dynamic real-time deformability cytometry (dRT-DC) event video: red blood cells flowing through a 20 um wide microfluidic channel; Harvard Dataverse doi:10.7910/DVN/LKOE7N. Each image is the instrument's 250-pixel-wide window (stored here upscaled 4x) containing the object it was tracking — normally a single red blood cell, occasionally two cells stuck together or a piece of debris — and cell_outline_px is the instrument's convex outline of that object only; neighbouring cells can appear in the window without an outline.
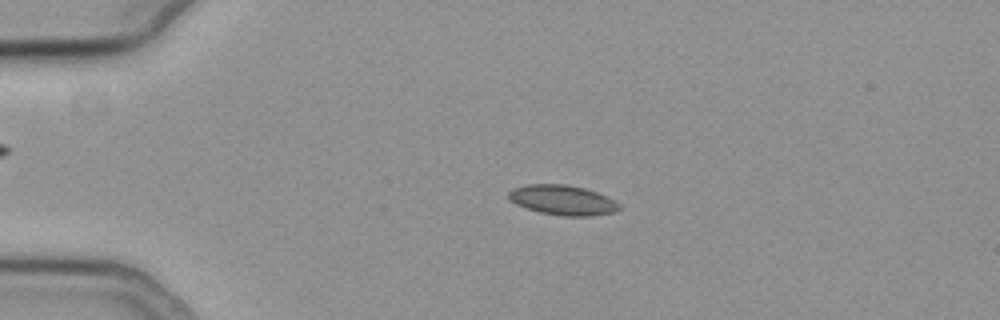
{"species": "common noctule bat (a hibernating species)", "species_latin": "Nyctalus noctula", "temperature_condition": "cold", "stored_images_in_passage": 46, "camera_frame_rate_fps": 3000, "um_per_image_px": 0.085, "animal": {"sex": "female", "body_mass_g": 19.3, "forearm_length_mm": 54.1}, "frame": {"image": 1, "passage_image": 3, "time_ms": 0.667, "image_size_px": [1000, 320], "cell_outline_px": [[620, 208], [612, 212], [592, 216], [564, 216], [540, 212], [516, 204], [508, 196], [508, 192], [516, 188], [528, 184], [564, 184], [584, 188], [596, 192], [620, 204]], "centroid_in_image_um": [47.82, 17.01], "position_along_channel_um": 37.2, "area_um2": 18.84}}
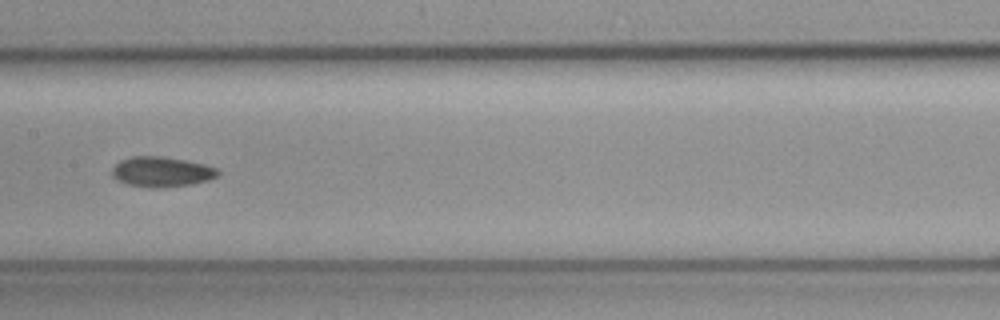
{"frame": {"image": 2, "passage_image": 19, "time_ms": 6.0, "image_size_px": [1000, 320], "cell_outline_px": [[220, 172], [216, 176], [208, 180], [192, 184], [164, 188], [148, 188], [128, 184], [116, 180], [112, 176], [112, 168], [120, 160], [132, 156], [160, 156], [184, 160], [204, 164], [216, 168]], "centroid_in_image_um": [13.7, 14.61], "position_along_channel_um": 193.7, "area_um2": 18.67}}
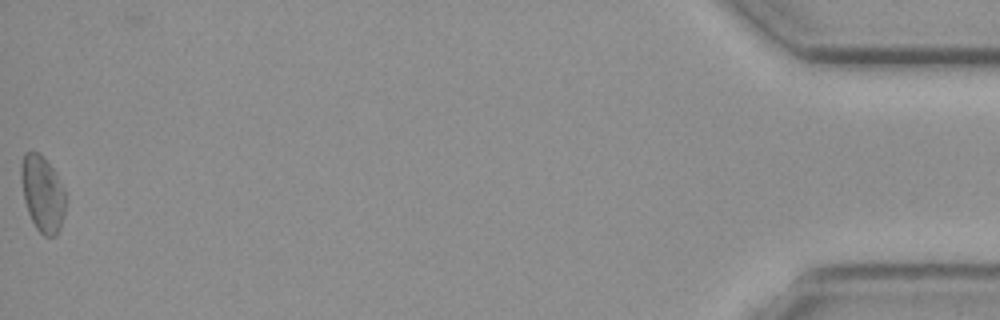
{"frame": {"image": 3, "passage_image": 46, "time_ms": 15.0, "image_size_px": [1000, 320], "cell_outline_px": [[64, 212], [60, 228], [56, 236], [44, 236], [36, 228], [28, 212], [24, 200], [20, 180], [20, 168], [24, 152], [36, 152], [52, 168], [64, 192]], "centroid_in_image_um": [3.57, 16.49], "position_along_channel_um": 431.6, "area_um2": 19.19}, "authors_computed_cell_mechanics": {"area_um2": 18.4671, "velocity_mm_per_s": 3.7565, "shape_relaxation_time_tau1_ms": null, "shape_relaxation_time_tau2_ms": 5.4938, "deformation_change_tau1": null, "deformation_change_tau2": 0.1065}}